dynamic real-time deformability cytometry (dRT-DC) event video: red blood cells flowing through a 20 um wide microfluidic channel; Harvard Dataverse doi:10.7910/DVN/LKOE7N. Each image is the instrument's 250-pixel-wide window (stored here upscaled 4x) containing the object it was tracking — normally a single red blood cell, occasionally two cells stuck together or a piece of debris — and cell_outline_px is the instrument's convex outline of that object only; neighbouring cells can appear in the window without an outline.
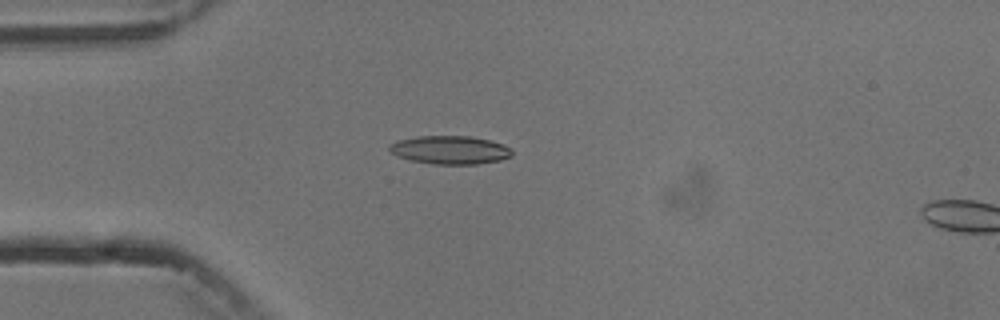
{"species": "common noctule bat (a hibernating species)", "species_latin": "Nyctalus noctula", "temperature_condition": "cold", "stored_images_in_passage": 5, "camera_frame_rate_fps": 3000, "um_per_image_px": 0.085, "animal": {"sex": "male", "body_mass_g": 13.3}, "frame": {"image": 1, "passage_image": 4, "time_ms": 4.333, "image_size_px": [1000, 320], "cell_outline_px": [[512, 156], [500, 160], [476, 164], [432, 164], [408, 160], [392, 152], [388, 148], [388, 144], [396, 140], [416, 136], [472, 136], [504, 144], [512, 148]], "centroid_in_image_um": [38.25, 12.74], "position_along_channel_um": 46.8, "area_um2": 20.4}}